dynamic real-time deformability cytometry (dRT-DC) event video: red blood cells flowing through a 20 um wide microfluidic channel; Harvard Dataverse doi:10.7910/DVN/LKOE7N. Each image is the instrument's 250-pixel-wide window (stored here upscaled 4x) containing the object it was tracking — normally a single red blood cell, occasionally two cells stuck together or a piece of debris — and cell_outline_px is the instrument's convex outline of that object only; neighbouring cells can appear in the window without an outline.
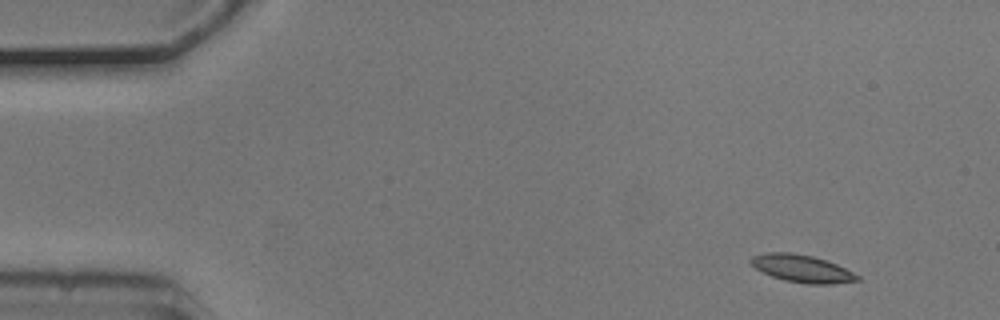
{"species": "common noctule bat (a hibernating species)", "species_latin": "Nyctalus noctula", "temperature_condition": "cold", "stored_images_in_passage": 4, "camera_frame_rate_fps": 3000, "um_per_image_px": 0.085, "animal": {"sex": "male", "body_mass_g": 20.5, "forearm_length_mm": 52.5}, "frame": {"image": 1, "passage_image": 1, "time_ms": 0.0, "image_size_px": [1000, 320], "cell_outline_px": [[860, 280], [832, 284], [808, 284], [784, 280], [772, 276], [756, 268], [748, 260], [752, 256], [768, 252], [792, 252], [812, 256], [828, 260], [860, 276]], "centroid_in_image_um": [68.17, 22.82], "position_along_channel_um": 16.8, "area_um2": 16.99}}
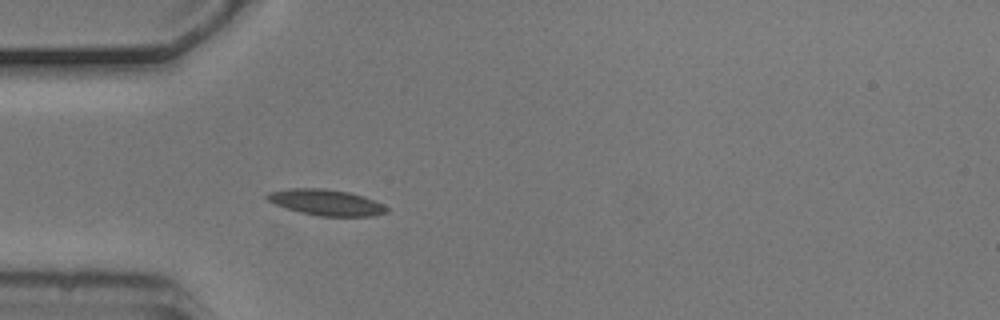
{"frame": {"image": 2, "passage_image": 4, "time_ms": 1.0, "image_size_px": [1000, 320], "cell_outline_px": [[388, 212], [372, 216], [320, 216], [300, 212], [276, 204], [268, 200], [264, 196], [268, 192], [288, 188], [324, 188], [348, 192], [364, 196], [384, 204], [388, 208]], "centroid_in_image_um": [27.74, 17.2], "position_along_channel_um": 57.3, "area_um2": 18.09}}